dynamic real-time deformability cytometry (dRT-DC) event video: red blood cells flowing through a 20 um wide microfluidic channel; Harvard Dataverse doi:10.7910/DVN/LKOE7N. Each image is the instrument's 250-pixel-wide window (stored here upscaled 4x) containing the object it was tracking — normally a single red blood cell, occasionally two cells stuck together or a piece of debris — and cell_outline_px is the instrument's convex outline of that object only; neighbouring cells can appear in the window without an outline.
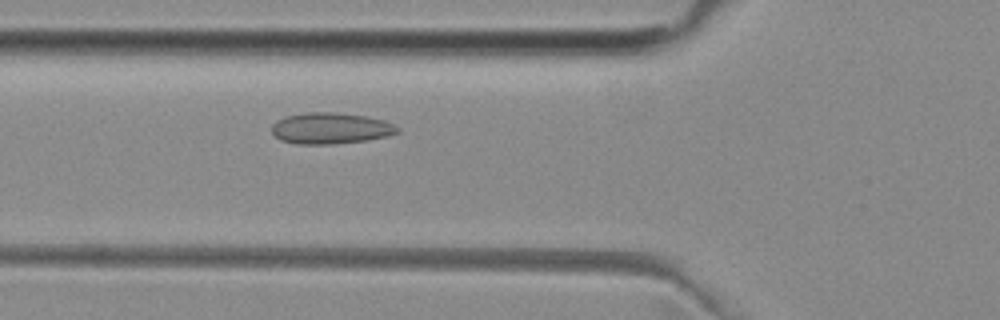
{"species": "common noctule bat (a hibernating species)", "species_latin": "Nyctalus noctula", "temperature_condition": "room temperature", "stored_images_in_passage": 49, "camera_frame_rate_fps": 3000, "um_per_image_px": 0.085, "animal": {"sex": "female", "body_mass_g": 29.2, "forearm_length_mm": 56.3}, "frame": {"image": 1, "passage_image": 16, "time_ms": 5.0, "image_size_px": [1000, 320], "cell_outline_px": [[400, 132], [388, 136], [364, 140], [332, 144], [300, 144], [280, 140], [272, 132], [272, 124], [276, 120], [288, 116], [308, 112], [332, 112], [364, 116], [384, 120], [400, 128]], "centroid_in_image_um": [28.1, 10.9], "position_along_channel_um": 97.7, "area_um2": 22.66}}
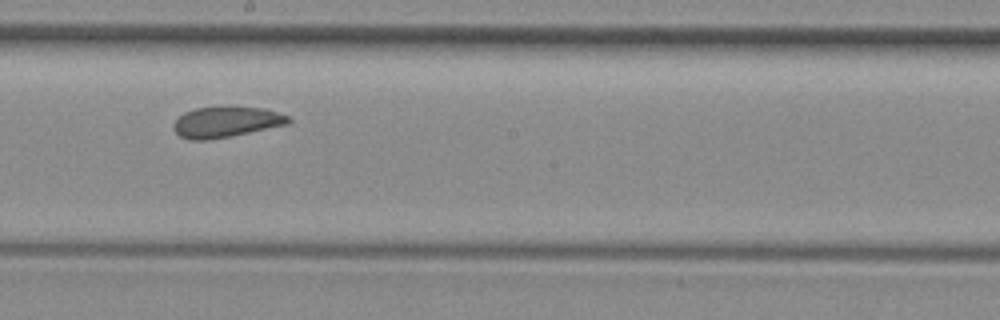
{"frame": {"image": 2, "passage_image": 26, "time_ms": 8.333, "image_size_px": [1000, 320], "cell_outline_px": [[292, 120], [288, 124], [232, 136], [208, 140], [188, 140], [180, 136], [172, 128], [176, 120], [184, 112], [196, 108], [264, 108], [288, 116]], "centroid_in_image_um": [19.2, 10.4], "position_along_channel_um": 229.0, "area_um2": 20.17}}
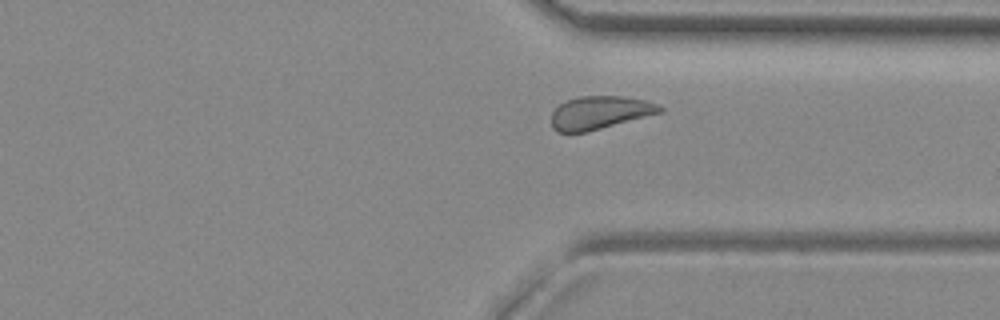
{"frame": {"image": 3, "passage_image": 36, "time_ms": 11.667, "image_size_px": [1000, 320], "cell_outline_px": [[664, 112], [588, 132], [556, 132], [552, 128], [552, 112], [560, 104], [568, 100], [580, 96], [620, 96], [644, 100], [656, 104], [664, 108]], "centroid_in_image_um": [50.99, 9.58], "position_along_channel_um": 360.4, "area_um2": 20.92}, "authors_computed_cell_mechanics": {"area_um2": 21.675, "velocity_mm_per_s": 3.9401, "shape_relaxation_time_tau1_ms": null, "shape_relaxation_time_tau2_ms": 2.534, "deformation_change_tau1": null, "deformation_change_tau2": 0.0879}}